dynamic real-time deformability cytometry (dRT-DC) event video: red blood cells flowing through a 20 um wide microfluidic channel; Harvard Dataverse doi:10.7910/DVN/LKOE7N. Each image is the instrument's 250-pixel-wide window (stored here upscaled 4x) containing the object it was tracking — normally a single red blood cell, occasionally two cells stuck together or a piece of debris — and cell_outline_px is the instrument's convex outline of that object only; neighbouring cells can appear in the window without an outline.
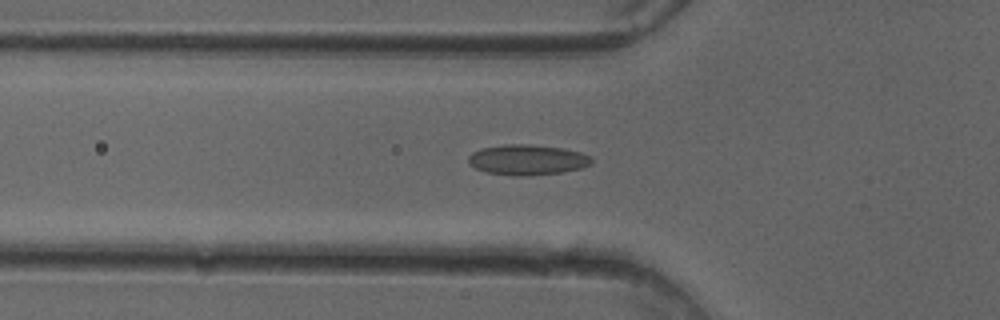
{"species": "common noctule bat (a hibernating species)", "species_latin": "Nyctalus noctula", "temperature_condition": "cold", "stored_images_in_passage": 50, "camera_frame_rate_fps": 3000, "um_per_image_px": 0.085, "animal": {"sex": "female"}, "frame": {"image": 1, "passage_image": 17, "time_ms": 5.333, "image_size_px": [1000, 320], "cell_outline_px": [[592, 164], [580, 168], [560, 172], [528, 176], [512, 176], [484, 172], [468, 164], [468, 156], [472, 152], [484, 148], [508, 144], [528, 144], [564, 148], [580, 152], [592, 156]], "centroid_in_image_um": [44.82, 13.59], "position_along_channel_um": 81.0, "area_um2": 21.91}}
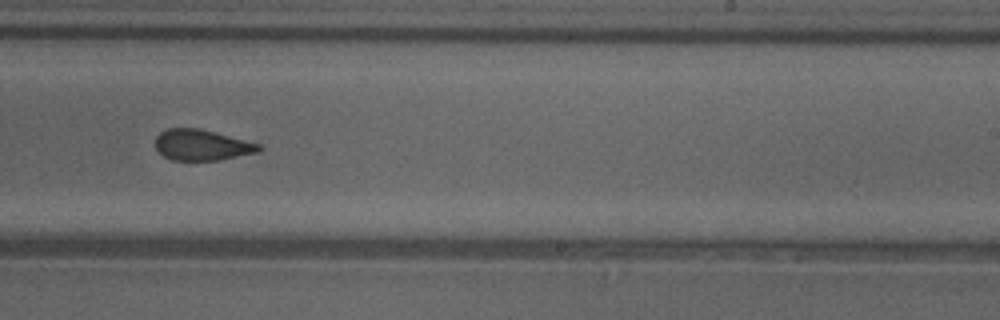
{"frame": {"image": 2, "passage_image": 31, "time_ms": 10.0, "image_size_px": [1000, 320], "cell_outline_px": [[260, 152], [220, 160], [172, 160], [164, 156], [156, 148], [156, 136], [160, 132], [168, 128], [200, 128], [216, 132], [260, 144]], "centroid_in_image_um": [17.16, 12.32], "position_along_channel_um": 271.8, "area_um2": 18.61}}
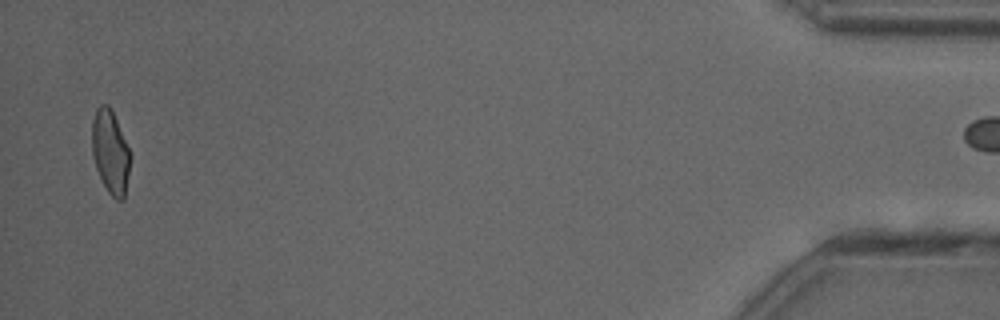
{"frame": {"image": 3, "passage_image": 49, "time_ms": 16.0, "image_size_px": [1000, 320], "cell_outline_px": [[132, 156], [124, 200], [116, 200], [108, 192], [96, 168], [92, 156], [92, 120], [96, 108], [100, 104], [108, 104], [116, 120]], "centroid_in_image_um": [9.39, 12.93], "position_along_channel_um": 425.8, "area_um2": 18.67}}